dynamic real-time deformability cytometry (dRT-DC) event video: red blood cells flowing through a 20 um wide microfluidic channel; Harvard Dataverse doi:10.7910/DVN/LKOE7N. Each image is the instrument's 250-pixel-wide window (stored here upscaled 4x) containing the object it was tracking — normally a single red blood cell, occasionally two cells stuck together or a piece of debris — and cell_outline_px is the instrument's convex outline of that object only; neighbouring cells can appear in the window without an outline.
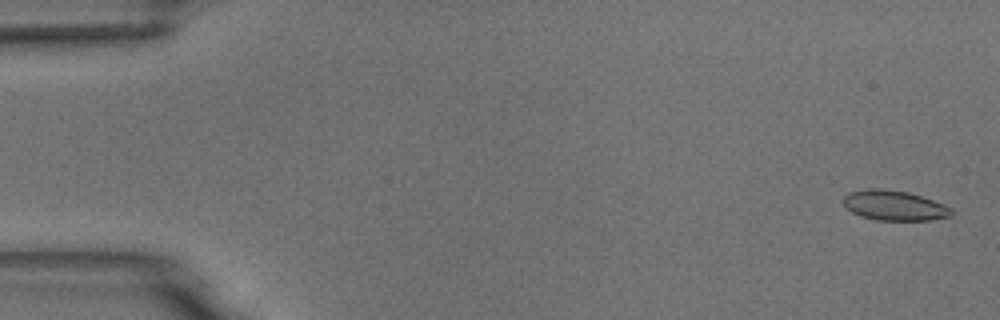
{"species": "common noctule bat (a hibernating species)", "species_latin": "Nyctalus noctula", "temperature_condition": "room temperature", "stored_images_in_passage": 6, "camera_frame_rate_fps": 3000, "um_per_image_px": 0.085, "animal": {"sex": "male", "body_mass_g": 18.8}, "frame": {"image": 1, "passage_image": 1, "time_ms": 0.0, "image_size_px": [1000, 320], "cell_outline_px": [[952, 216], [932, 220], [876, 220], [860, 216], [844, 208], [844, 196], [848, 192], [868, 188], [880, 188], [908, 192], [944, 204], [952, 208]], "centroid_in_image_um": [75.99, 17.47], "position_along_channel_um": 9.0, "area_um2": 19.02}}
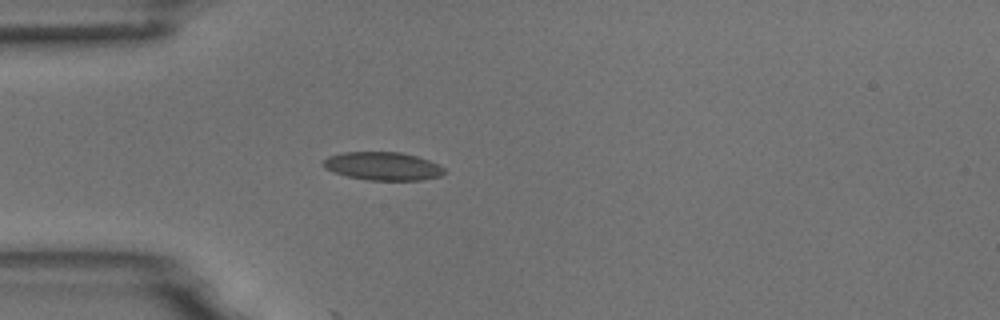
{"frame": {"image": 2, "passage_image": 5, "time_ms": 1.333, "image_size_px": [1000, 320], "cell_outline_px": [[444, 172], [440, 176], [420, 180], [368, 180], [348, 176], [332, 172], [324, 168], [320, 164], [328, 156], [344, 152], [400, 152], [416, 156], [440, 164], [444, 168]], "centroid_in_image_um": [32.51, 14.12], "position_along_channel_um": 52.5, "area_um2": 19.94}}